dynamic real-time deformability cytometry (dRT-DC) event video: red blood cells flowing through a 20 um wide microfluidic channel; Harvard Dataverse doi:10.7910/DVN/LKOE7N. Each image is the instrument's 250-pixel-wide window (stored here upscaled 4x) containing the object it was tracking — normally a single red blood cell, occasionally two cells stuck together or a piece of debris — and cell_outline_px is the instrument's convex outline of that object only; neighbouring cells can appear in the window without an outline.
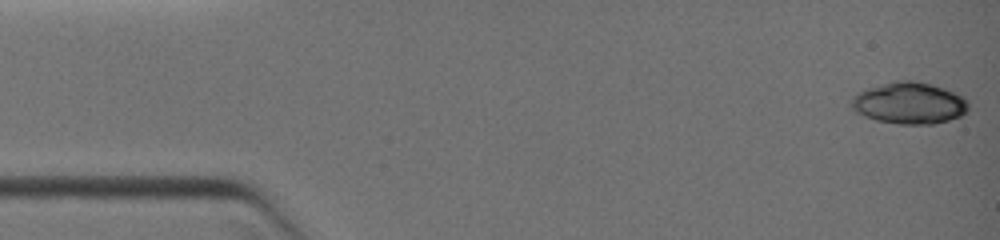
{"species": "common noctule bat (a hibernating species)", "species_latin": "Nyctalus noctula", "temperature_condition": "warm", "stored_images_in_passage": 24, "camera_frame_rate_fps": 3000, "um_per_image_px": 0.085, "animal": {"sex": "female", "body_mass_g": 19.0, "forearm_length_mm": 51.5}, "frame": {"image": 1, "passage_image": 1, "time_ms": 0.0, "image_size_px": [1000, 240], "cell_outline_px": [[968, 108], [960, 116], [948, 120], [932, 124], [900, 124], [876, 120], [864, 116], [856, 112], [848, 104], [852, 96], [856, 92], [864, 88], [896, 80], [912, 80], [932, 84], [944, 88], [964, 96], [968, 100]], "centroid_in_image_um": [77.23, 8.74], "position_along_channel_um": 7.8, "area_um2": 28.78}}
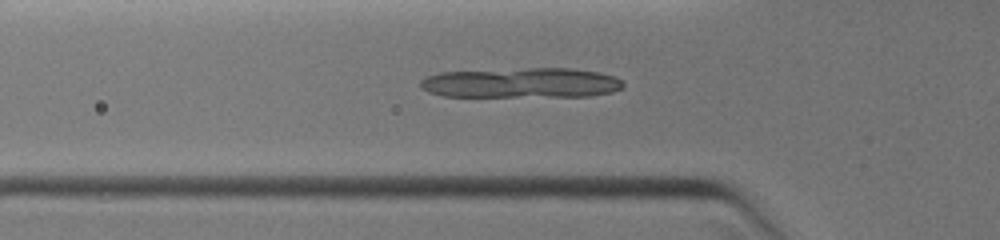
{"frame": {"image": 2, "passage_image": 20, "time_ms": 4.333, "image_size_px": [1000, 240], "cell_outline_px": [[624, 84], [620, 88], [612, 92], [588, 96], [444, 96], [428, 92], [420, 84], [420, 80], [424, 76], [440, 72], [528, 68], [572, 68], [600, 72], [612, 76], [620, 80]], "centroid_in_image_um": [44.29, 7.03], "position_along_channel_um": 81.5, "area_um2": 35.43}}
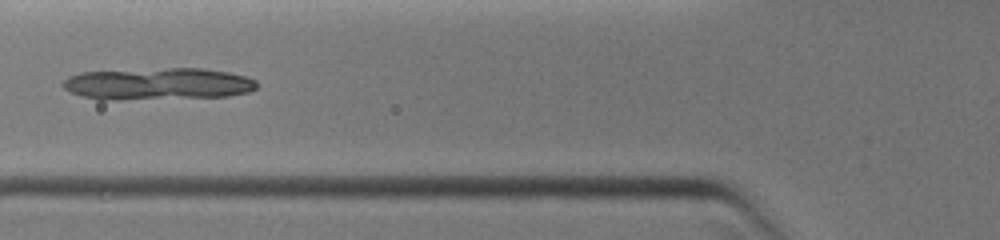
{"frame": {"image": 3, "passage_image": 23, "time_ms": 5.0, "image_size_px": [1000, 240], "cell_outline_px": [[256, 88], [248, 92], [228, 96], [116, 100], [100, 100], [80, 96], [64, 88], [60, 84], [68, 76], [80, 72], [168, 68], [204, 68], [228, 72], [244, 76], [256, 80]], "centroid_in_image_um": [13.38, 7.13], "position_along_channel_um": 112.4, "area_um2": 36.24}}